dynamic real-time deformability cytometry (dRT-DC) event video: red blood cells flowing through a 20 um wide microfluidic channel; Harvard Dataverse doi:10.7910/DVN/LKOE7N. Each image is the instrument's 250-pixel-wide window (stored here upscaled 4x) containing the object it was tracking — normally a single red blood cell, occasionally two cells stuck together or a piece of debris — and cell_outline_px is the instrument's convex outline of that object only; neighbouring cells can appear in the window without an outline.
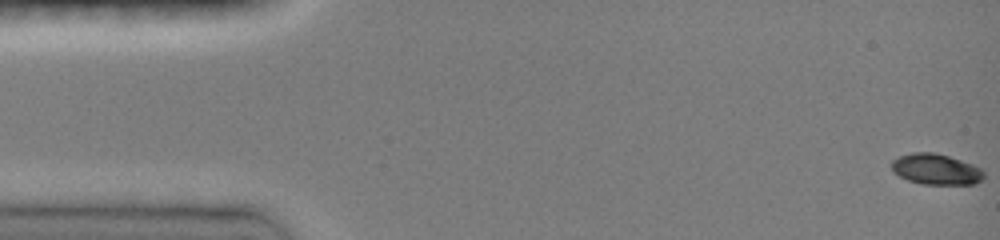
{"species": "common noctule bat (a hibernating species)", "species_latin": "Nyctalus noctula", "temperature_condition": "room temperature", "stored_images_in_passage": 48, "camera_frame_rate_fps": 3000, "um_per_image_px": 0.085, "animal": {"sex": "female", "body_mass_g": 19.0, "forearm_length_mm": 51.5}, "frame": {"image": 1, "passage_image": 1, "time_ms": 0.0, "image_size_px": [1000, 240], "cell_outline_px": [[984, 176], [976, 184], [920, 184], [908, 180], [892, 172], [892, 160], [900, 156], [912, 152], [932, 152], [948, 156], [972, 164], [980, 168], [984, 172]], "centroid_in_image_um": [79.54, 14.39], "position_along_channel_um": 5.5, "area_um2": 16.47}}
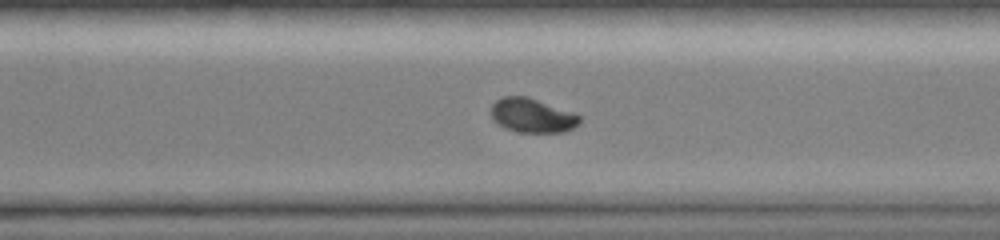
{"frame": {"image": 2, "passage_image": 34, "time_ms": 11.0, "image_size_px": [1000, 240], "cell_outline_px": [[580, 124], [564, 132], [520, 132], [504, 128], [492, 116], [492, 104], [496, 100], [504, 96], [528, 96], [576, 112], [580, 116]], "centroid_in_image_um": [45.3, 9.8], "position_along_channel_um": 325.3, "area_um2": 17.74}}
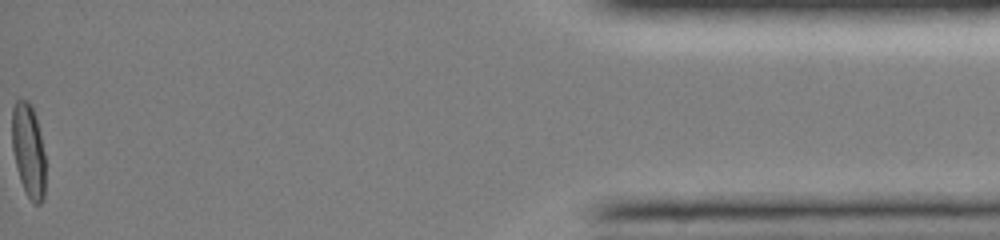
{"frame": {"image": 3, "passage_image": 48, "time_ms": 15.667, "image_size_px": [1000, 240], "cell_outline_px": [[44, 200], [40, 204], [36, 204], [28, 196], [20, 180], [16, 168], [12, 148], [12, 108], [16, 100], [28, 100], [32, 104], [36, 116], [44, 152]], "centroid_in_image_um": [2.4, 12.75], "position_along_channel_um": 432.8, "area_um2": 18.21}, "authors_computed_cell_mechanics": {"area_um2": 18.1492, "velocity_mm_per_s": 4.1011, "shape_relaxation_time_tau1_ms": 2.7533, "shape_relaxation_time_tau2_ms": 2.5901, "deformation_change_tau1": 0.1712, "deformation_change_tau2": 0.0369}}